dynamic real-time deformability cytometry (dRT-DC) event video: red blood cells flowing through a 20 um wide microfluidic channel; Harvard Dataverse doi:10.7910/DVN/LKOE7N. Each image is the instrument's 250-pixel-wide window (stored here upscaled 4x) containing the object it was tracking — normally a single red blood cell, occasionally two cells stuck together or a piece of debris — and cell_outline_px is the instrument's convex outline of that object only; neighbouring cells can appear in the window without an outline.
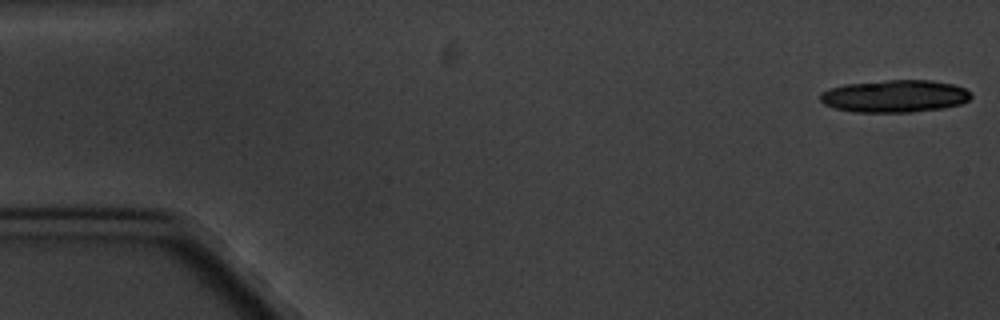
{"species": "common noctule bat (a hibernating species)", "species_latin": "Nyctalus noctula", "temperature_condition": "cold", "stored_images_in_passage": 5, "segment_of_instrument_passage": [2, 2], "camera_frame_rate_fps": 3000, "um_per_image_px": 0.085, "animal": {"sex": "male", "body_mass_g": 20.1, "forearm_length_mm": 53.5}, "frame": {"image": 1, "passage_image": 5, "time_ms": 5.333, "image_size_px": [1000, 320], "cell_outline_px": [[972, 96], [968, 100], [960, 104], [940, 108], [912, 112], [852, 112], [836, 108], [824, 104], [820, 100], [820, 92], [828, 88], [844, 84], [888, 80], [932, 80], [952, 84], [964, 88]], "centroid_in_image_um": [76.0, 8.17], "position_along_channel_um": 9.0, "area_um2": 28.44}}